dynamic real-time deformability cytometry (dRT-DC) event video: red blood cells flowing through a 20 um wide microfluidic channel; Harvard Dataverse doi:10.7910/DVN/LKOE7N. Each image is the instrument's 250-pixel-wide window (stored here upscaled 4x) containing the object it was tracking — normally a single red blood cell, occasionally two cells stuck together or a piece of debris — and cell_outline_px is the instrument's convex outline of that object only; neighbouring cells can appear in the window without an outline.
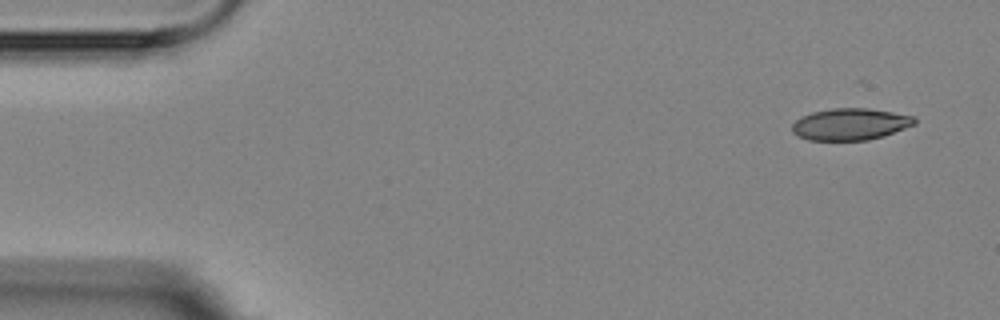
{"species": "Egyptian fruit bat (a non-hibernating species)", "species_latin": "Rousettus aegyptiacus", "temperature_condition": "room temperature", "stored_images_in_passage": 5, "camera_frame_rate_fps": 3000, "um_per_image_px": 0.085, "animal": {"sex": "female"}, "frame": {"image": 1, "passage_image": 1, "time_ms": 0.0, "image_size_px": [1000, 320], "cell_outline_px": [[916, 124], [884, 136], [868, 140], [808, 140], [796, 136], [792, 132], [792, 124], [796, 120], [812, 112], [832, 108], [868, 108], [916, 116]], "centroid_in_image_um": [72.29, 10.56], "position_along_channel_um": 12.7, "area_um2": 22.77}}
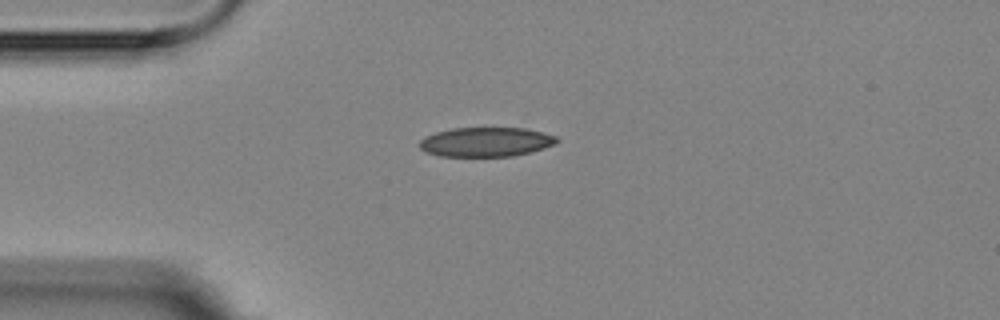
{"frame": {"image": 2, "passage_image": 3, "time_ms": 3.333, "image_size_px": [1000, 320], "cell_outline_px": [[560, 140], [556, 144], [544, 148], [512, 156], [440, 156], [424, 152], [420, 148], [420, 140], [424, 136], [436, 132], [452, 128], [524, 128], [544, 132], [556, 136]], "centroid_in_image_um": [41.3, 12.06], "position_along_channel_um": 43.7, "area_um2": 23.58}}
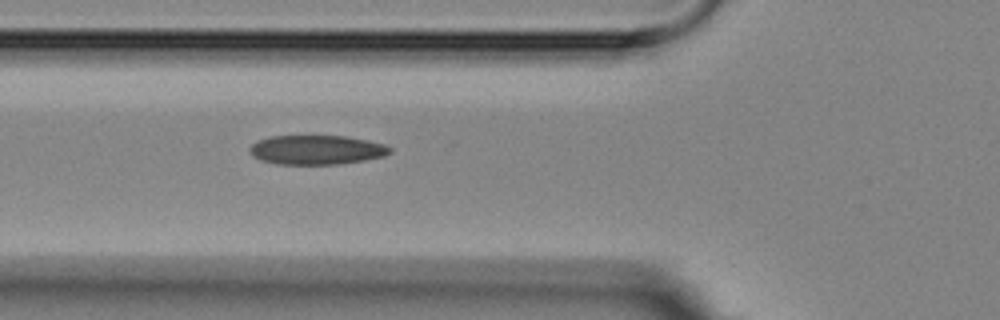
{"frame": {"image": 3, "passage_image": 5, "time_ms": 5.333, "image_size_px": [1000, 320], "cell_outline_px": [[392, 152], [384, 156], [364, 160], [336, 164], [276, 164], [260, 160], [252, 156], [248, 152], [248, 148], [256, 140], [272, 136], [348, 136], [368, 140], [384, 144], [392, 148]], "centroid_in_image_um": [26.88, 12.73], "position_along_channel_um": 98.9, "area_um2": 24.16}}